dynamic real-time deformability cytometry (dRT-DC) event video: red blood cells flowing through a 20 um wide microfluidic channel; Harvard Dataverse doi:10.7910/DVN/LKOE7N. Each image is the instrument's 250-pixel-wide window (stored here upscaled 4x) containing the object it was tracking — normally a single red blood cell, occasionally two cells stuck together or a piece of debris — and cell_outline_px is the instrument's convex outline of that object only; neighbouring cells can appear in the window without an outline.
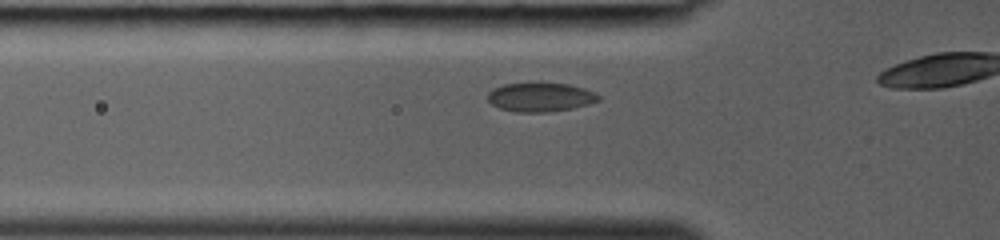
{"species": "common noctule bat (a hibernating species)", "species_latin": "Nyctalus noctula", "temperature_condition": "room temperature", "stored_images_in_passage": 8, "camera_frame_rate_fps": 3000, "um_per_image_px": 0.085, "animal": {"sex": "female", "body_mass_g": 19.0, "forearm_length_mm": 53.3}, "frame": {"image": 1, "passage_image": 6, "time_ms": 1.667, "image_size_px": [1000, 240], "cell_outline_px": [[600, 100], [588, 104], [572, 108], [548, 112], [516, 112], [500, 108], [492, 104], [488, 100], [488, 92], [492, 88], [504, 84], [536, 80], [540, 80], [568, 84], [584, 88], [596, 92], [600, 96]], "centroid_in_image_um": [45.92, 8.2], "position_along_channel_um": 79.9, "area_um2": 19.48}}